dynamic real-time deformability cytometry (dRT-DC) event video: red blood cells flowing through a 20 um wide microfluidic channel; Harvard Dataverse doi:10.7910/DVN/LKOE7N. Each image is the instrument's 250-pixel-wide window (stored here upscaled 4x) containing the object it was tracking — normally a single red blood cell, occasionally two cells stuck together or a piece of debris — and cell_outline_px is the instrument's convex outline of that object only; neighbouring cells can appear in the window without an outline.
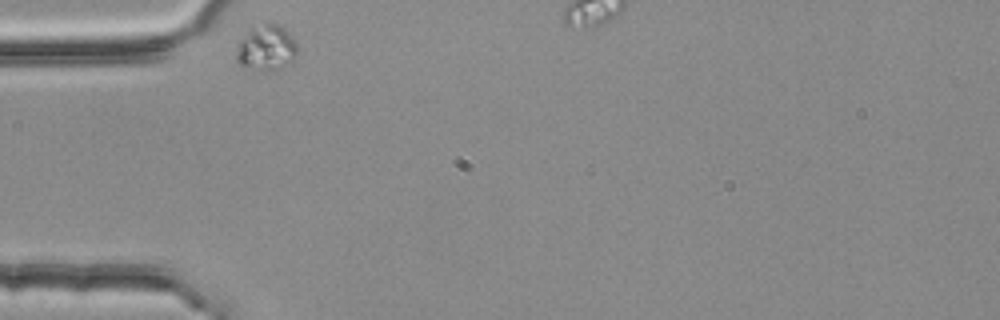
{"species": "common noctule bat (a hibernating species)", "species_latin": "Nyctalus noctula", "temperature_condition": "room temperature", "stored_images_in_passage": 10, "camera_frame_rate_fps": 3000, "um_per_image_px": 0.085, "animal": {"sex": "female", "body_mass_g": 25.1}, "frame": {"image": 1, "passage_image": 1, "time_ms": 0.0, "image_size_px": [1000, 320], "cell_outline_px": [[296, 56], [292, 60], [280, 68], [260, 68], [240, 64], [236, 60], [236, 52], [240, 40], [252, 28], [264, 20], [280, 24], [288, 32], [296, 44]], "centroid_in_image_um": [22.65, 3.97], "position_along_channel_um": 62.4, "area_um2": 15.66}}